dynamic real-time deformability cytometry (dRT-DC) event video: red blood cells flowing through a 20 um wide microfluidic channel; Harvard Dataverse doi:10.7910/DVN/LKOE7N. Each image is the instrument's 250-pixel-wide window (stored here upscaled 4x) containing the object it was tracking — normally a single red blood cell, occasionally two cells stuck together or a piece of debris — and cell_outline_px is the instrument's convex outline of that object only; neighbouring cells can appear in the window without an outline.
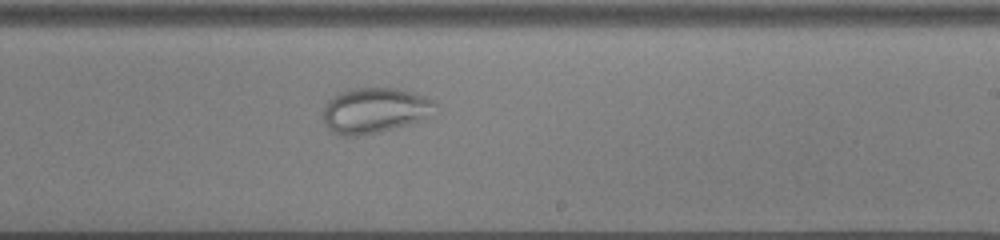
{"species": "common noctule bat (a hibernating species)", "species_latin": "Nyctalus noctula", "temperature_condition": "cold", "stored_images_in_passage": 37, "camera_frame_rate_fps": 3000, "um_per_image_px": 0.085, "animal": {"sex": "male", "body_mass_g": 13.0, "forearm_length_mm": 53.1}, "frame": {"image": 1, "passage_image": 25, "time_ms": 8.0, "image_size_px": [1000, 240], "cell_outline_px": [[436, 116], [380, 132], [356, 136], [344, 136], [332, 132], [328, 128], [324, 120], [324, 104], [332, 96], [348, 88], [396, 88], [424, 96], [432, 100], [436, 104]], "centroid_in_image_um": [31.88, 9.39], "position_along_channel_um": 257.1, "area_um2": 30.0}}
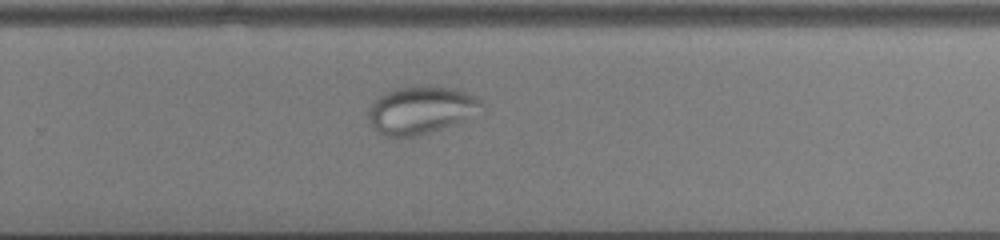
{"frame": {"image": 2, "passage_image": 28, "time_ms": 9.0, "image_size_px": [1000, 240], "cell_outline_px": [[488, 112], [484, 116], [416, 136], [384, 136], [376, 132], [368, 116], [368, 108], [384, 92], [396, 88], [420, 84], [428, 84], [452, 88], [476, 96], [484, 104]], "centroid_in_image_um": [35.92, 9.34], "position_along_channel_um": 293.9, "area_um2": 32.66}}
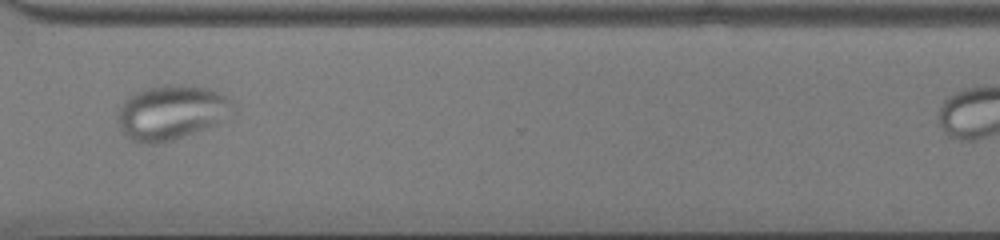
{"frame": {"image": 3, "passage_image": 33, "time_ms": 10.667, "image_size_px": [1000, 240], "cell_outline_px": [[236, 108], [220, 124], [172, 140], [156, 144], [144, 144], [132, 140], [120, 128], [116, 120], [116, 116], [124, 100], [128, 96], [136, 92], [148, 88], [168, 84], [208, 88], [220, 92], [232, 100], [236, 104]], "centroid_in_image_um": [14.6, 9.56], "position_along_channel_um": 356.0, "area_um2": 36.93}}